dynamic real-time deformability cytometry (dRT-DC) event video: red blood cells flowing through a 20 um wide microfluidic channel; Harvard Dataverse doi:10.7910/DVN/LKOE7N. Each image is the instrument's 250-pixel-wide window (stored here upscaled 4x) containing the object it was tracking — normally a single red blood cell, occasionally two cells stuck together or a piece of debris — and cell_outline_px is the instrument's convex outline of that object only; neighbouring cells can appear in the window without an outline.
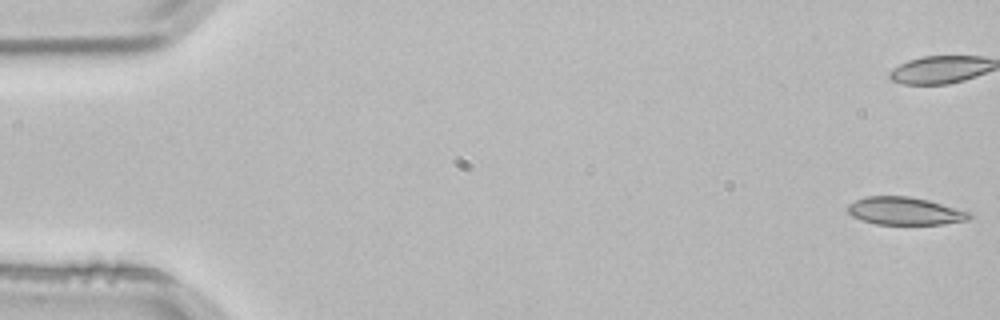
{"species": "common noctule bat (a hibernating species)", "species_latin": "Nyctalus noctula", "temperature_condition": "room temperature", "stored_images_in_passage": 4, "camera_frame_rate_fps": 3000, "um_per_image_px": 0.085, "animal": {"sex": "male", "body_mass_g": 21.5, "forearm_length_mm": 52.0}, "frame": {"image": 1, "passage_image": 1, "time_ms": 0.0, "image_size_px": [1000, 320], "cell_outline_px": [[972, 216], [968, 220], [944, 224], [876, 224], [852, 216], [848, 212], [848, 204], [864, 196], [912, 196], [928, 200], [972, 212]], "centroid_in_image_um": [76.95, 17.93], "position_along_channel_um": 8.1, "area_um2": 19.71}}